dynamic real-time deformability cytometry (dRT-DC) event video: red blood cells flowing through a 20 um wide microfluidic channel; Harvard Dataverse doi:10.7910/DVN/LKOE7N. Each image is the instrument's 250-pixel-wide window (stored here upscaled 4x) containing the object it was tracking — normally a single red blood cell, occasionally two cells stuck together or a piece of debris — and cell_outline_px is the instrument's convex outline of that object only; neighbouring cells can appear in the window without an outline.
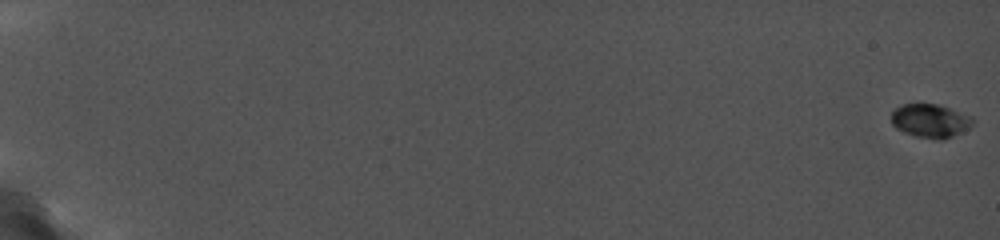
{"species": "common noctule bat (a hibernating species)", "species_latin": "Nyctalus noctula", "temperature_condition": "cold", "stored_images_in_passage": 11, "camera_frame_rate_fps": 5000, "um_per_image_px": 0.085, "animal": {"sex": "female", "body_mass_g": 19.0, "forearm_length_mm": 56.7}, "frame": {"image": 1, "passage_image": 1, "time_ms": 0.0, "image_size_px": [1000, 240], "cell_outline_px": [[972, 124], [952, 136], [940, 140], [916, 136], [904, 132], [896, 128], [892, 124], [892, 112], [896, 108], [904, 104], [936, 104], [948, 108], [972, 120]], "centroid_in_image_um": [78.97, 10.27], "position_along_channel_um": 6.0, "area_um2": 15.14}}
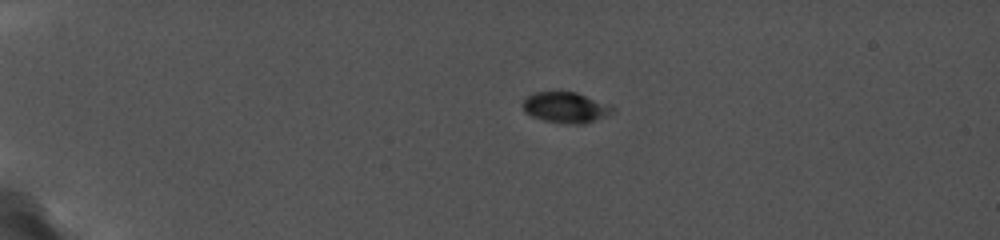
{"frame": {"image": 2, "passage_image": 6, "time_ms": 5.0, "image_size_px": [1000, 240], "cell_outline_px": [[604, 112], [592, 120], [580, 124], [576, 124], [544, 120], [532, 116], [524, 108], [524, 100], [528, 96], [536, 92], [576, 92], [592, 100], [604, 108]], "centroid_in_image_um": [47.81, 9.12], "position_along_channel_um": 37.2, "area_um2": 14.16}}
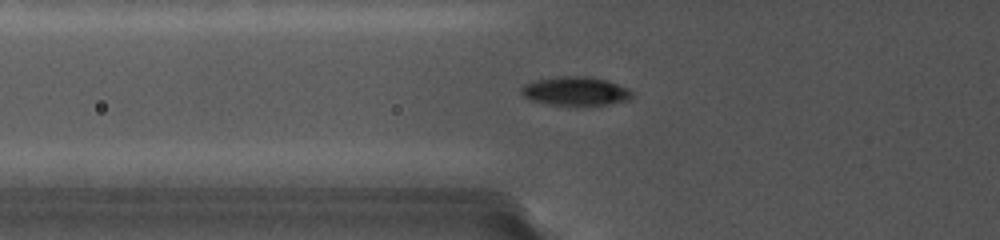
{"frame": {"image": 3, "passage_image": 9, "time_ms": 8.0, "image_size_px": [1000, 240], "cell_outline_px": [[632, 96], [628, 100], [608, 104], [576, 108], [548, 104], [532, 100], [524, 96], [520, 92], [520, 88], [524, 84], [536, 80], [560, 76], [576, 76], [608, 80], [632, 92]], "centroid_in_image_um": [48.87, 7.79], "position_along_channel_um": 76.9, "area_um2": 18.84}}